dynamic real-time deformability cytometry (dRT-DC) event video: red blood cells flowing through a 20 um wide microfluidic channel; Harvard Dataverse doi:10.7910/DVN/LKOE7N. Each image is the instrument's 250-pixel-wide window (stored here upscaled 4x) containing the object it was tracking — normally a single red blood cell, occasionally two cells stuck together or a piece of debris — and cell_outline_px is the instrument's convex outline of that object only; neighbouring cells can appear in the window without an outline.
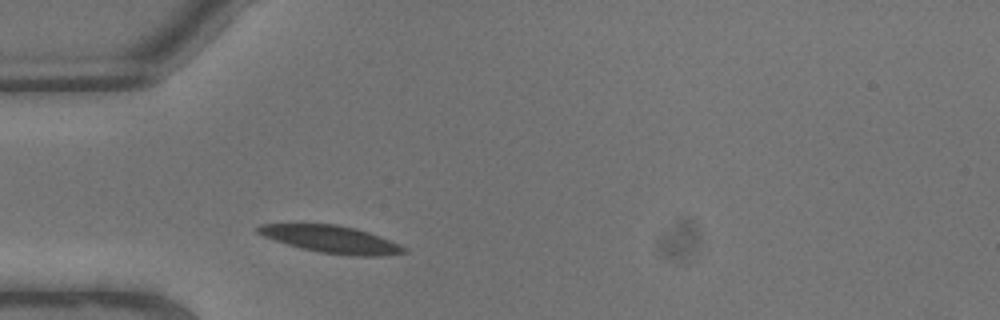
{"species": "common noctule bat (a hibernating species)", "species_latin": "Nyctalus noctula", "temperature_condition": "warm", "stored_images_in_passage": 1, "camera_frame_rate_fps": 3000, "um_per_image_px": 0.085, "animal": {"sex": "male", "body_mass_g": 13.3}, "frame": {"image": 1, "passage_image": 1, "time_ms": 0.0, "image_size_px": [1000, 320], "cell_outline_px": [[408, 252], [380, 256], [352, 256], [320, 252], [300, 248], [264, 236], [256, 232], [256, 228], [260, 224], [336, 224], [356, 228], [380, 236], [400, 244]], "centroid_in_image_um": [28.17, 20.34], "position_along_channel_um": 56.8, "area_um2": 23.06}}